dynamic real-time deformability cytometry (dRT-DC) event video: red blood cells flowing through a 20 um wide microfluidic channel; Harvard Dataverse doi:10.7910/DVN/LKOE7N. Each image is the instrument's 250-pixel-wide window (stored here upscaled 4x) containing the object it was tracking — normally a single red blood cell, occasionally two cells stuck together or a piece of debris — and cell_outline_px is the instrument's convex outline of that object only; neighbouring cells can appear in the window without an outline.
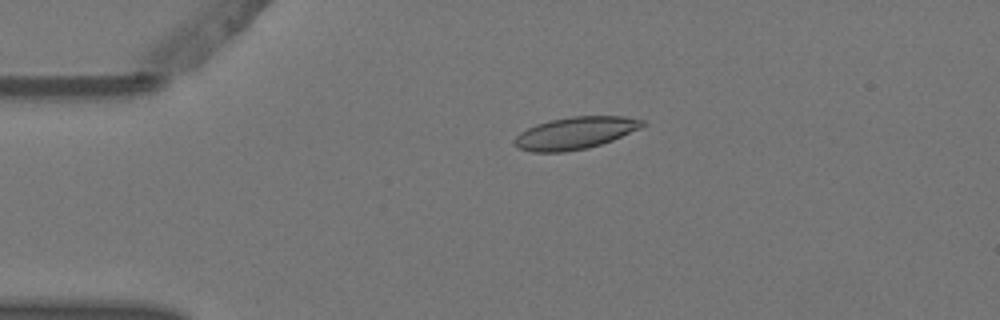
{"species": "Egyptian fruit bat (a non-hibernating species)", "species_latin": "Rousettus aegyptiacus", "temperature_condition": "warm", "stored_images_in_passage": 4, "camera_frame_rate_fps": 3000, "um_per_image_px": 0.085, "animal": {"sex": "female"}, "frame": {"image": 1, "passage_image": 4, "time_ms": 1.0, "image_size_px": [1000, 320], "cell_outline_px": [[644, 124], [640, 128], [612, 140], [588, 148], [564, 152], [532, 152], [520, 148], [512, 144], [512, 140], [520, 132], [536, 124], [548, 120], [572, 116], [624, 116], [644, 120]], "centroid_in_image_um": [48.85, 11.3], "position_along_channel_um": 36.2, "area_um2": 23.99}}